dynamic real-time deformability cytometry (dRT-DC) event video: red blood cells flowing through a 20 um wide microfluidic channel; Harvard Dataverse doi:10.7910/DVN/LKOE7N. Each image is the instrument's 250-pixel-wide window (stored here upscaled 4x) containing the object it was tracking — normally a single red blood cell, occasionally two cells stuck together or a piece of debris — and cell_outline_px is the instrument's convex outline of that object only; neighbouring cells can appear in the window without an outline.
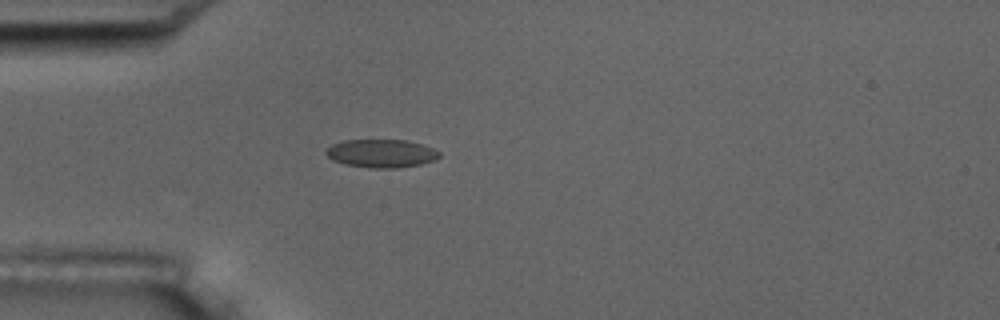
{"species": "common noctule bat (a hibernating species)", "species_latin": "Nyctalus noctula", "temperature_condition": "room temperature", "stored_images_in_passage": 4, "camera_frame_rate_fps": 3000, "um_per_image_px": 0.085, "animal": {"sex": "male", "body_mass_g": 17.5, "forearm_length_mm": 52.3}, "frame": {"image": 1, "passage_image": 4, "time_ms": 3.667, "image_size_px": [1000, 320], "cell_outline_px": [[440, 156], [436, 160], [420, 164], [396, 168], [372, 168], [344, 164], [332, 160], [324, 152], [332, 144], [344, 140], [408, 140], [432, 148], [440, 152]], "centroid_in_image_um": [32.41, 13.04], "position_along_channel_um": 52.6, "area_um2": 18.61}}